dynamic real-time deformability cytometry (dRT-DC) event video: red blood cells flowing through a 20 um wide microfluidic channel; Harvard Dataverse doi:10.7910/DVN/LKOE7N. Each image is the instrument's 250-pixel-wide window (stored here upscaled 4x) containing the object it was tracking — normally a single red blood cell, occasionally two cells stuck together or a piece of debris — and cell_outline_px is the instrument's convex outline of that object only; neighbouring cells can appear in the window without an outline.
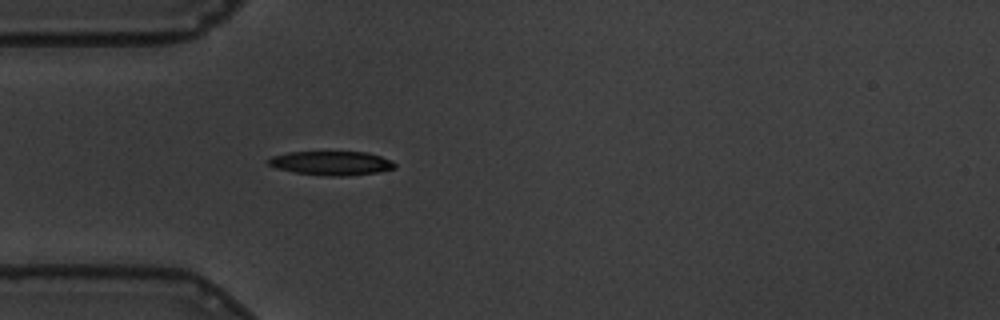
{"species": "common noctule bat (a hibernating species)", "species_latin": "Nyctalus noctula", "temperature_condition": "warm", "stored_images_in_passage": 42, "camera_frame_rate_fps": 3000, "um_per_image_px": 0.085, "animal": {"sex": "male", "body_mass_g": 19.5, "forearm_length_mm": 54.6}, "frame": {"image": 1, "passage_image": 1, "time_ms": 0.0, "image_size_px": [1000, 320], "cell_outline_px": [[396, 168], [376, 172], [348, 176], [332, 176], [296, 172], [276, 168], [268, 164], [264, 160], [272, 156], [288, 152], [368, 152], [392, 160], [396, 164]], "centroid_in_image_um": [28.16, 13.86], "position_along_channel_um": 56.8, "area_um2": 17.69}}
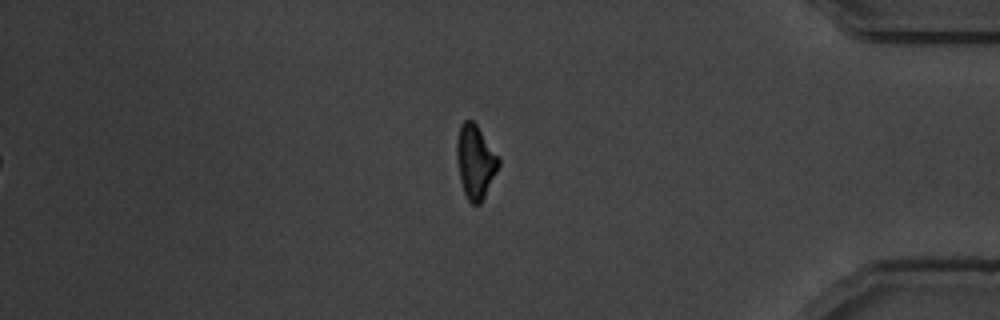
{"frame": {"image": 2, "passage_image": 33, "time_ms": 10.667, "image_size_px": [1000, 320], "cell_outline_px": [[500, 164], [480, 204], [472, 204], [468, 200], [464, 192], [460, 180], [456, 152], [456, 140], [460, 124], [464, 120], [472, 120], [476, 124], [500, 156]], "centroid_in_image_um": [40.4, 13.7], "position_along_channel_um": 394.8, "area_um2": 17.98}}
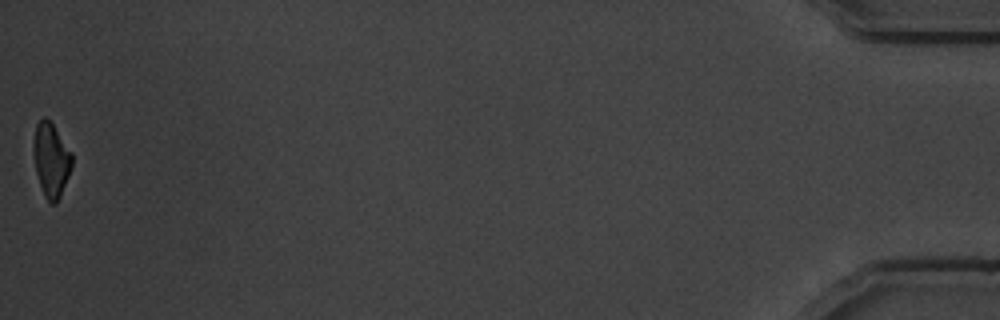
{"frame": {"image": 3, "passage_image": 42, "time_ms": 13.667, "image_size_px": [1000, 320], "cell_outline_px": [[72, 164], [68, 176], [60, 196], [56, 204], [52, 204], [44, 196], [36, 172], [32, 148], [32, 140], [36, 124], [44, 116], [52, 124], [72, 152]], "centroid_in_image_um": [4.32, 13.57], "position_along_channel_um": 430.9, "area_um2": 16.53}, "authors_computed_cell_mechanics": {"area_um2": 18.207, "velocity_mm_per_s": 3.4885, "shape_relaxation_time_tau1_ms": 3.4256, "shape_relaxation_time_tau2_ms": 6.252, "deformation_change_tau1": 0.1416, "deformation_change_tau2": 0.1377}}